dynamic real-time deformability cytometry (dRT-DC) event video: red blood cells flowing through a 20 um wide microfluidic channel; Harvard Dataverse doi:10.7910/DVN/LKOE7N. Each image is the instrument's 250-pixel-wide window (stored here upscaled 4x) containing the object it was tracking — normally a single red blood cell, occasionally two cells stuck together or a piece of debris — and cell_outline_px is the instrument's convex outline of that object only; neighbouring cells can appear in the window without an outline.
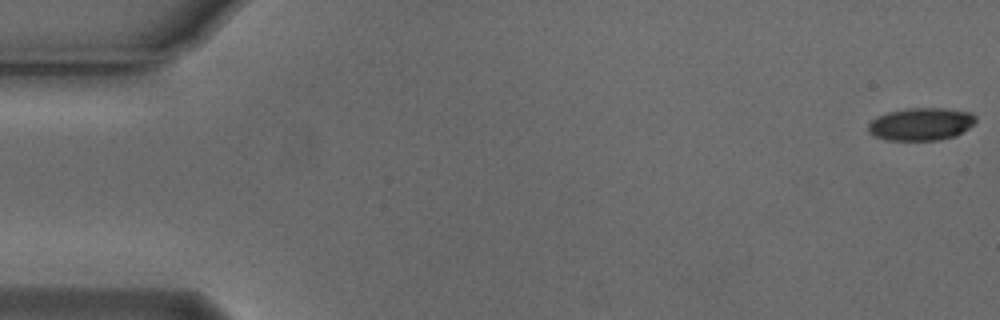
{"species": "Egyptian fruit bat (a non-hibernating species)", "species_latin": "Rousettus aegyptiacus", "temperature_condition": "cold", "stored_images_in_passage": 51, "camera_frame_rate_fps": 3000, "um_per_image_px": 0.085, "animal": {"sex": "male"}, "frame": {"image": 1, "passage_image": 1, "time_ms": 0.0, "image_size_px": [1000, 320], "cell_outline_px": [[976, 120], [968, 128], [956, 136], [940, 140], [888, 140], [872, 136], [868, 132], [868, 124], [872, 120], [888, 112], [908, 108], [944, 108], [972, 112], [976, 116]], "centroid_in_image_um": [78.29, 10.55], "position_along_channel_um": 6.7, "area_um2": 20.52}}
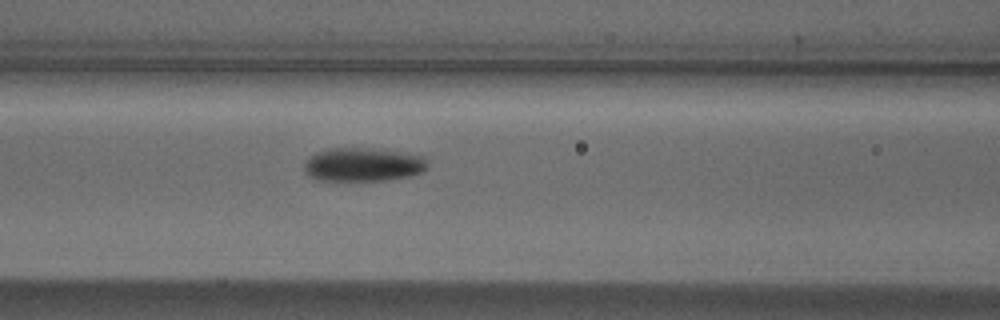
{"frame": {"image": 2, "passage_image": 23, "time_ms": 7.333, "image_size_px": [1000, 320], "cell_outline_px": [[428, 168], [420, 172], [408, 176], [384, 180], [316, 180], [308, 176], [304, 172], [304, 164], [316, 152], [332, 148], [372, 148], [400, 152], [424, 156], [428, 164]], "centroid_in_image_um": [30.85, 13.99], "position_along_channel_um": 135.8, "area_um2": 24.04}}
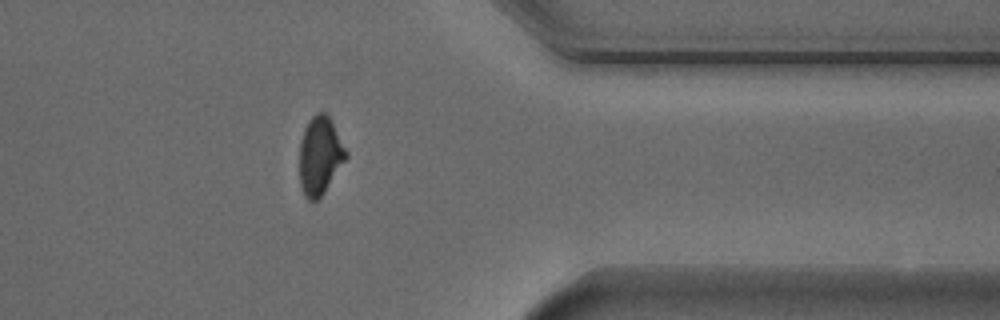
{"frame": {"image": 3, "passage_image": 44, "time_ms": 14.333, "image_size_px": [1000, 320], "cell_outline_px": [[348, 156], [324, 192], [316, 200], [308, 200], [304, 196], [300, 184], [300, 140], [304, 128], [308, 120], [316, 112], [324, 112], [328, 116], [348, 152]], "centroid_in_image_um": [27.18, 13.22], "position_along_channel_um": 384.2, "area_um2": 20.98}, "authors_computed_cell_mechanics": {"area_um2": 22.3686, "velocity_mm_per_s": 3.7625, "shape_relaxation_time_tau1_ms": 3.4977, "shape_relaxation_time_tau2_ms": 5.8965, "deformation_change_tau1": 0.1172, "deformation_change_tau2": 0.1145}}